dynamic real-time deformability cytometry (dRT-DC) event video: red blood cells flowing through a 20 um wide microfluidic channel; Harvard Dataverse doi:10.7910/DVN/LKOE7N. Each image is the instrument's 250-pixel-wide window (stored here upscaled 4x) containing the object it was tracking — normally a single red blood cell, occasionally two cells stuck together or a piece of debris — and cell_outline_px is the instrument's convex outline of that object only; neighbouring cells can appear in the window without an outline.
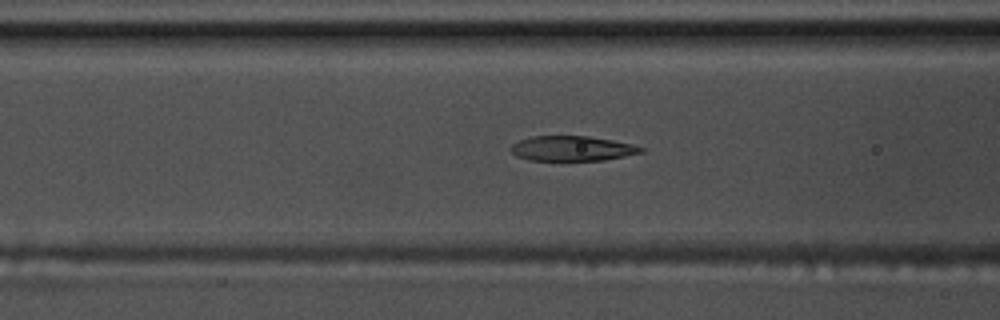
{"species": "common noctule bat (a hibernating species)", "species_latin": "Nyctalus noctula", "temperature_condition": "warm", "stored_images_in_passage": 44, "camera_frame_rate_fps": 3000, "um_per_image_px": 0.085, "animal": {"sex": "male", "body_mass_g": 17.5, "forearm_length_mm": 52.3}, "frame": {"image": 1, "passage_image": 9, "time_ms": 2.667, "image_size_px": [1000, 320], "cell_outline_px": [[644, 152], [604, 160], [528, 160], [516, 156], [508, 148], [512, 144], [520, 140], [532, 136], [588, 136], [612, 140], [632, 144], [644, 148]], "centroid_in_image_um": [48.6, 12.62], "position_along_channel_um": 118.0, "area_um2": 18.9}}
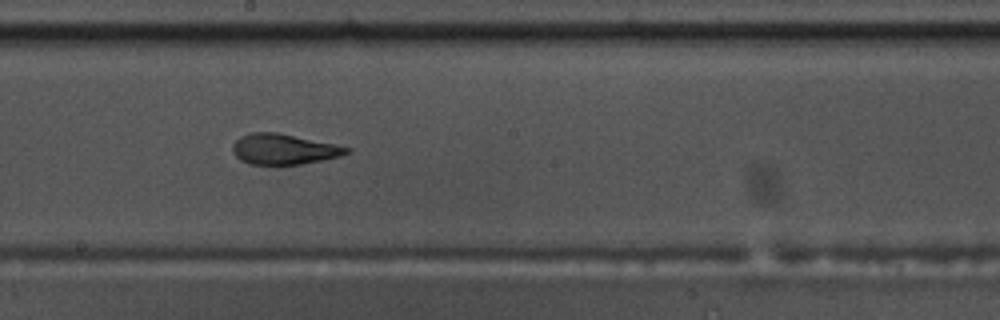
{"frame": {"image": 2, "passage_image": 18, "time_ms": 5.667, "image_size_px": [1000, 320], "cell_outline_px": [[352, 152], [340, 156], [300, 164], [276, 168], [248, 164], [240, 160], [232, 152], [232, 144], [240, 136], [252, 132], [276, 132], [352, 148]], "centroid_in_image_um": [24.06, 12.73], "position_along_channel_um": 224.1, "area_um2": 20.87}}
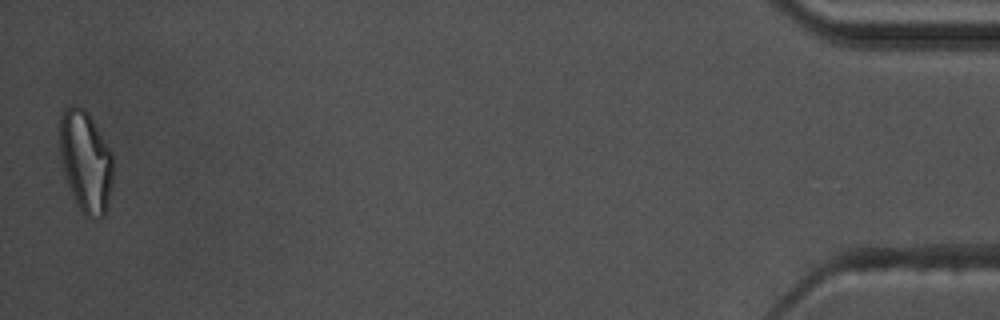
{"frame": {"image": 3, "passage_image": 43, "time_ms": 14.0, "image_size_px": [1000, 320], "cell_outline_px": [[112, 184], [108, 204], [104, 216], [100, 220], [96, 220], [84, 216], [76, 204], [64, 168], [60, 152], [60, 116], [64, 108], [72, 104], [76, 104], [84, 108], [88, 112], [112, 152]], "centroid_in_image_um": [7.3, 13.72], "position_along_channel_um": 427.9, "area_um2": 31.56}, "authors_computed_cell_mechanics": {"area_um2": 20.6057, "velocity_mm_per_s": 3.5445, "shape_relaxation_time_tau1_ms": 6.6962, "shape_relaxation_time_tau2_ms": 1.6313, "deformation_change_tau1": 0.239, "deformation_change_tau2": 0.0844}}